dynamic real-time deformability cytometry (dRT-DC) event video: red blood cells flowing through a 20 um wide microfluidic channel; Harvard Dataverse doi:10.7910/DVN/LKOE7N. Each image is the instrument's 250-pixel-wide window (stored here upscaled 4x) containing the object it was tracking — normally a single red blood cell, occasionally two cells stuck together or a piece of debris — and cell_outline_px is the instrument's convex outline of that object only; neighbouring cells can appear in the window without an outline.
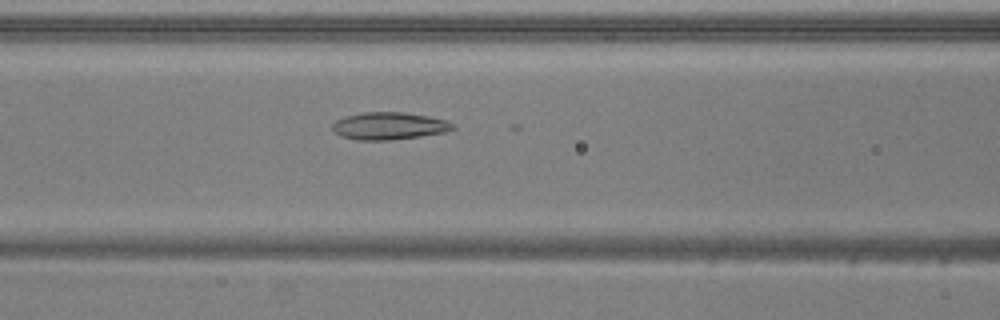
{"species": "common noctule bat (a hibernating species)", "species_latin": "Nyctalus noctula", "temperature_condition": "warm", "stored_images_in_passage": 51, "camera_frame_rate_fps": 3000, "um_per_image_px": 0.085, "animal": {"sex": "male", "body_mass_g": 20.5, "forearm_length_mm": 52.5}, "frame": {"image": 1, "passage_image": 20, "time_ms": 6.333, "image_size_px": [1000, 320], "cell_outline_px": [[456, 128], [444, 132], [420, 136], [392, 140], [356, 140], [340, 136], [332, 128], [332, 124], [336, 120], [344, 116], [364, 112], [404, 112], [428, 116], [444, 120], [452, 124]], "centroid_in_image_um": [33.03, 10.7], "position_along_channel_um": 133.6, "area_um2": 19.13}}
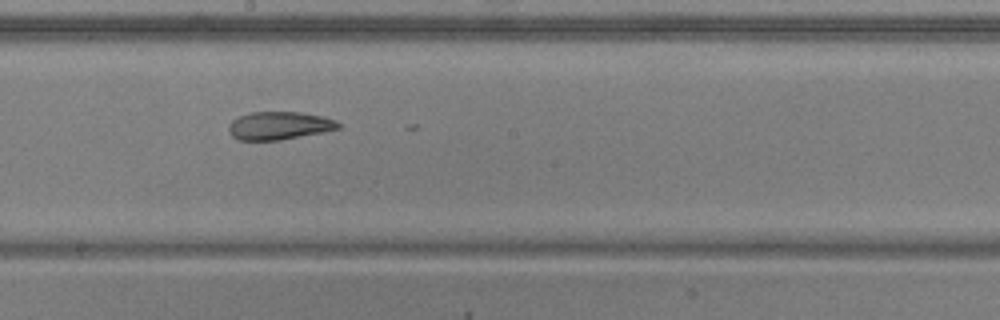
{"frame": {"image": 2, "passage_image": 27, "time_ms": 8.667, "image_size_px": [1000, 320], "cell_outline_px": [[340, 128], [280, 140], [240, 140], [232, 136], [228, 132], [228, 124], [232, 120], [248, 112], [300, 112], [324, 116], [336, 120], [340, 124]], "centroid_in_image_um": [23.7, 10.67], "position_along_channel_um": 224.5, "area_um2": 17.86}}
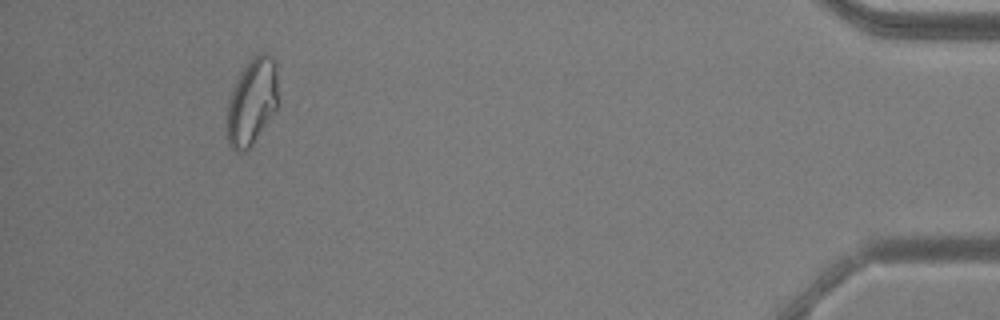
{"frame": {"image": 3, "passage_image": 47, "time_ms": 15.333, "image_size_px": [1000, 320], "cell_outline_px": [[276, 112], [248, 152], [240, 152], [232, 148], [228, 144], [228, 104], [232, 92], [244, 68], [252, 56], [260, 52], [264, 52], [272, 56], [276, 64]], "centroid_in_image_um": [21.44, 8.69], "position_along_channel_um": 413.8, "area_um2": 25.55}}